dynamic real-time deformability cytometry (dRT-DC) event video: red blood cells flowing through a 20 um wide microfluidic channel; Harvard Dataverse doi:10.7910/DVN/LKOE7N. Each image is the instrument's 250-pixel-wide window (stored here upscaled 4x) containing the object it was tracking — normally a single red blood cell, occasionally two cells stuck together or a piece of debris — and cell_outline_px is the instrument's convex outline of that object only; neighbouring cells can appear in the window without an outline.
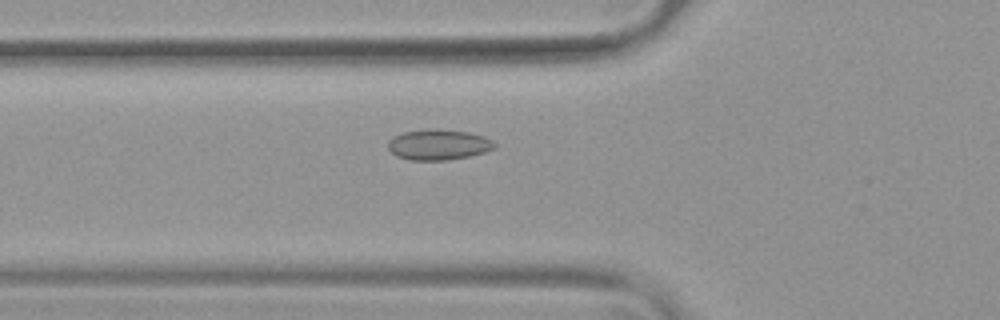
{"species": "common noctule bat (a hibernating species)", "species_latin": "Nyctalus noctula", "temperature_condition": "warm", "stored_images_in_passage": 54, "camera_frame_rate_fps": 3000, "um_per_image_px": 0.085, "animal": {"sex": "female", "body_mass_g": 19.9}, "frame": {"image": 1, "passage_image": 20, "time_ms": 6.333, "image_size_px": [1000, 320], "cell_outline_px": [[496, 148], [484, 152], [468, 156], [448, 160], [412, 160], [396, 156], [388, 148], [388, 140], [392, 136], [404, 132], [436, 128], [468, 132], [484, 136], [492, 140], [496, 144]], "centroid_in_image_um": [37.27, 12.29], "position_along_channel_um": 88.5, "area_um2": 19.02}}
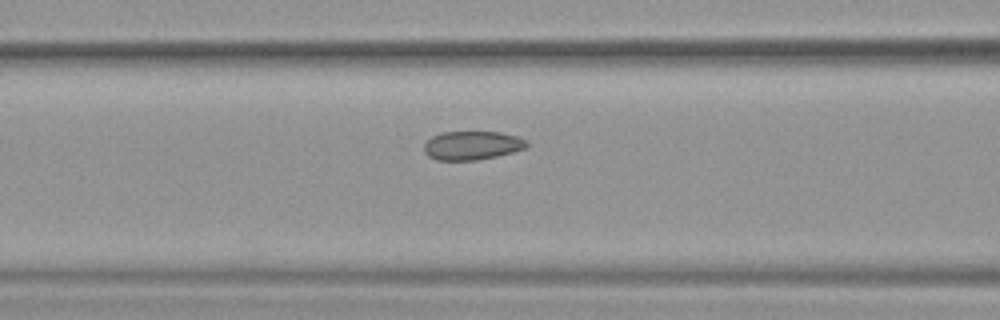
{"frame": {"image": 2, "passage_image": 23, "time_ms": 7.333, "image_size_px": [1000, 320], "cell_outline_px": [[528, 148], [496, 156], [476, 160], [436, 160], [428, 156], [424, 152], [424, 144], [432, 136], [440, 132], [500, 132], [516, 136], [528, 140]], "centroid_in_image_um": [40.13, 12.36], "position_along_channel_um": 126.5, "area_um2": 17.28}}
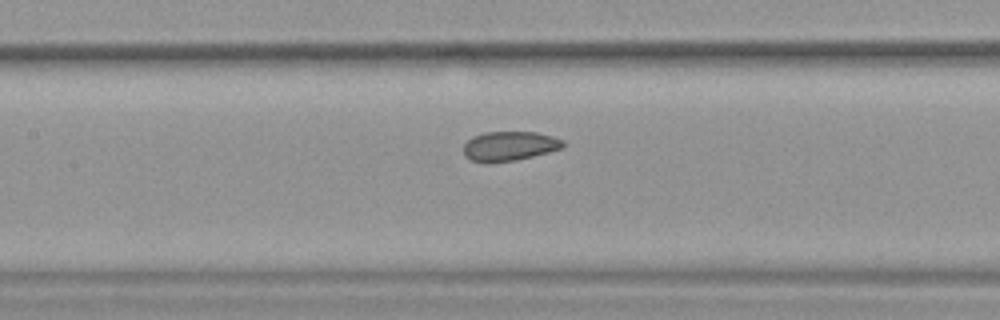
{"frame": {"image": 3, "passage_image": 26, "time_ms": 8.333, "image_size_px": [1000, 320], "cell_outline_px": [[564, 148], [516, 160], [472, 160], [464, 156], [464, 144], [472, 136], [484, 132], [536, 132], [552, 136], [564, 140]], "centroid_in_image_um": [43.34, 12.37], "position_along_channel_um": 164.1, "area_um2": 16.65}, "authors_computed_cell_mechanics": {"area_um2": 18.4671, "velocity_mm_per_s": 3.7727, "shape_relaxation_time_tau1_ms": null, "shape_relaxation_time_tau2_ms": 2.0369, "deformation_change_tau1": null, "deformation_change_tau2": 0.0695}}